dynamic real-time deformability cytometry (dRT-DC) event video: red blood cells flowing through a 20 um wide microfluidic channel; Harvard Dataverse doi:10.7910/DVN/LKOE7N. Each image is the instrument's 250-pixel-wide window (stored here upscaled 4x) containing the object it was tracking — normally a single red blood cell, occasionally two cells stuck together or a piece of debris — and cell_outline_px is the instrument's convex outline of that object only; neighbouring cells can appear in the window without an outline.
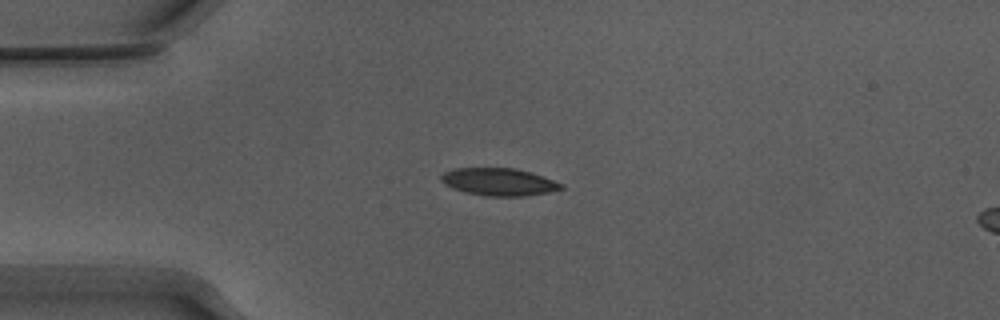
{"species": "Egyptian fruit bat (a non-hibernating species)", "species_latin": "Rousettus aegyptiacus", "temperature_condition": "warm", "stored_images_in_passage": 45, "camera_frame_rate_fps": 3000, "um_per_image_px": 0.085, "animal": {"sex": "male"}, "frame": {"image": 1, "passage_image": 5, "time_ms": 1.333, "image_size_px": [1000, 320], "cell_outline_px": [[564, 188], [548, 192], [524, 196], [488, 196], [464, 192], [452, 188], [444, 184], [440, 180], [440, 176], [444, 172], [452, 168], [516, 168], [564, 184]], "centroid_in_image_um": [42.35, 15.46], "position_along_channel_um": 42.7, "area_um2": 19.13}}
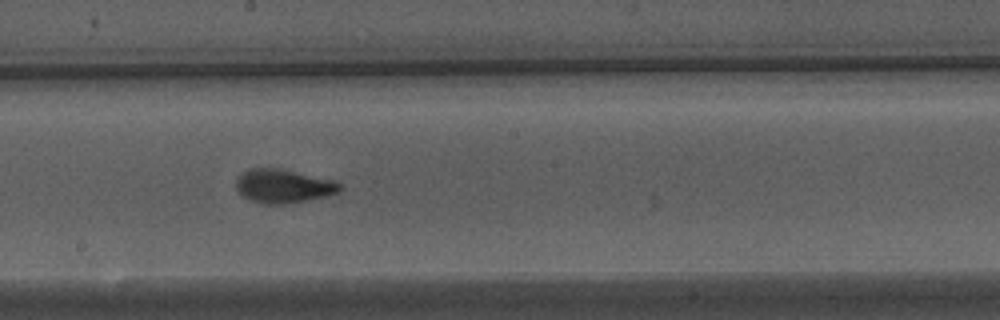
{"frame": {"image": 2, "passage_image": 21, "time_ms": 6.667, "image_size_px": [1000, 320], "cell_outline_px": [[344, 188], [340, 192], [324, 196], [284, 204], [264, 204], [248, 200], [236, 188], [236, 180], [244, 172], [252, 168], [276, 168], [336, 180], [344, 184]], "centroid_in_image_um": [24.14, 15.82], "position_along_channel_um": 224.1, "area_um2": 20.29}}
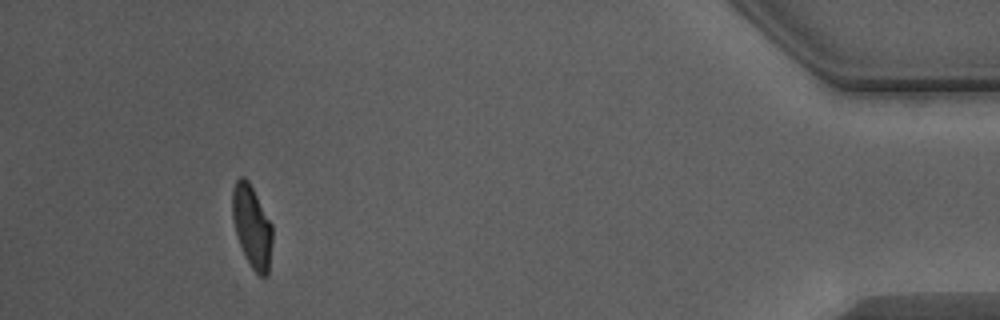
{"frame": {"image": 3, "passage_image": 41, "time_ms": 13.333, "image_size_px": [1000, 320], "cell_outline_px": [[272, 244], [268, 276], [260, 276], [252, 268], [236, 236], [232, 220], [232, 188], [236, 180], [240, 176], [244, 176], [248, 180], [272, 224]], "centroid_in_image_um": [21.41, 19.23], "position_along_channel_um": 413.8, "area_um2": 19.19}, "authors_computed_cell_mechanics": {"area_um2": 19.7098, "velocity_mm_per_s": 3.8508, "shape_relaxation_time_tau1_ms": 3.8378, "shape_relaxation_time_tau2_ms": 0.7582, "deformation_change_tau1": 0.175, "deformation_change_tau2": 0.0515}}